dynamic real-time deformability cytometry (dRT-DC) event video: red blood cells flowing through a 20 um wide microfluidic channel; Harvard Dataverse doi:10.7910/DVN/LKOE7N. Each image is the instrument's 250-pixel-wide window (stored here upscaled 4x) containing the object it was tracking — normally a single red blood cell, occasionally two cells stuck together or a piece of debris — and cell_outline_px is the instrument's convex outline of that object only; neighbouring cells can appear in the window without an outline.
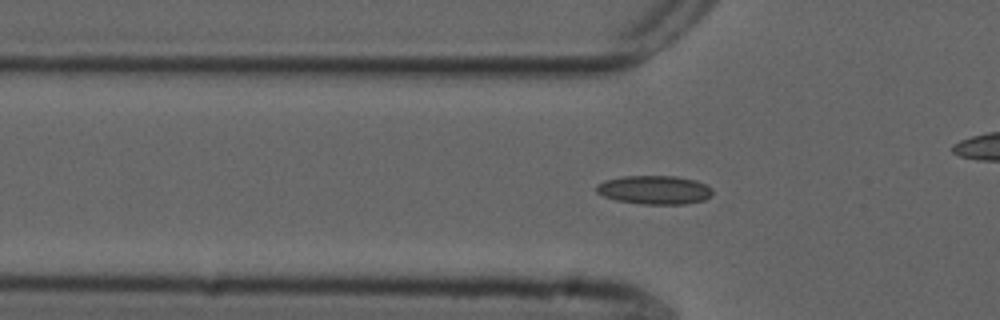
{"species": "common noctule bat (a hibernating species)", "species_latin": "Nyctalus noctula", "temperature_condition": "cold", "stored_images_in_passage": 27, "camera_frame_rate_fps": 3000, "um_per_image_px": 0.085, "animal": {"sex": "male", "forearm_length_mm": 52.5}, "frame": {"image": 1, "passage_image": 11, "time_ms": 3.333, "image_size_px": [1000, 320], "cell_outline_px": [[712, 196], [704, 200], [684, 204], [640, 204], [616, 200], [604, 196], [596, 192], [596, 184], [604, 180], [624, 176], [676, 176], [696, 180], [712, 188]], "centroid_in_image_um": [55.62, 16.14], "position_along_channel_um": 70.2, "area_um2": 19.54}}
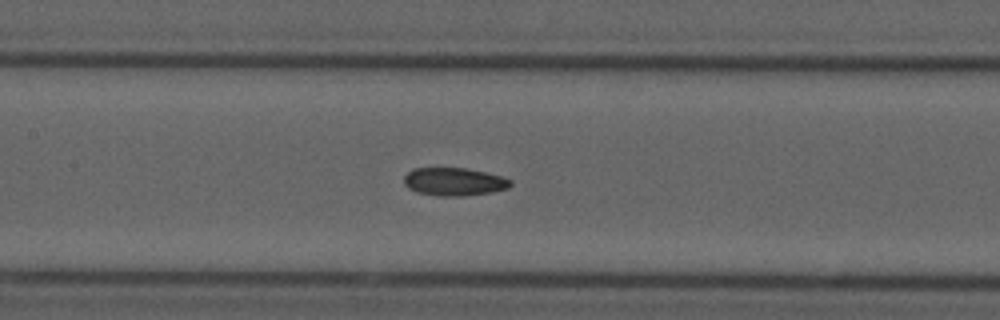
{"frame": {"image": 2, "passage_image": 19, "time_ms": 6.0, "image_size_px": [1000, 320], "cell_outline_px": [[512, 184], [508, 188], [492, 192], [464, 196], [436, 196], [416, 192], [408, 188], [404, 184], [404, 176], [412, 168], [464, 168], [504, 176], [512, 180]], "centroid_in_image_um": [38.6, 15.45], "position_along_channel_um": 168.8, "area_um2": 17.57}}
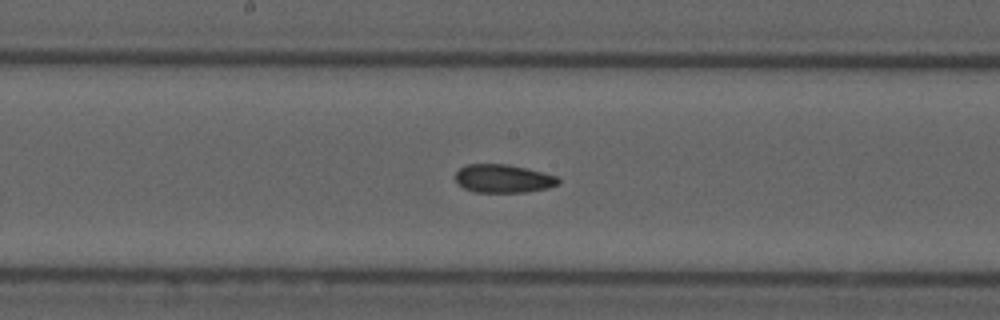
{"frame": {"image": 3, "passage_image": 22, "time_ms": 7.0, "image_size_px": [1000, 320], "cell_outline_px": [[560, 184], [548, 188], [524, 192], [472, 192], [456, 184], [456, 172], [460, 168], [468, 164], [508, 164], [556, 176], [560, 180]], "centroid_in_image_um": [42.74, 15.19], "position_along_channel_um": 205.5, "area_um2": 16.94}}